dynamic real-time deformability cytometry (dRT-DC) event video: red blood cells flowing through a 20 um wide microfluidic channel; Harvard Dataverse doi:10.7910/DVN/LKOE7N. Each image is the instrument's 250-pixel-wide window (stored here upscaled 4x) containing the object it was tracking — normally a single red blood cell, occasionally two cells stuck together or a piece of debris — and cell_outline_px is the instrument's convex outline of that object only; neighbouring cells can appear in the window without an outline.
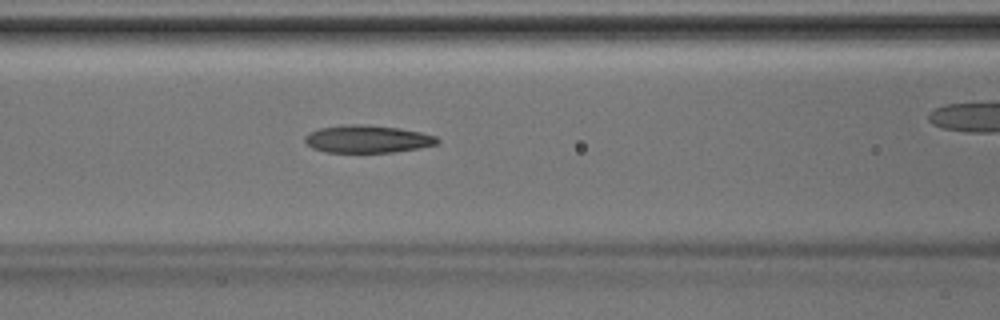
{"species": "Egyptian fruit bat (a non-hibernating species)", "species_latin": "Rousettus aegyptiacus", "temperature_condition": "room temperature", "stored_images_in_passage": 25, "camera_frame_rate_fps": 3000, "um_per_image_px": 0.085, "animal": {"sex": "male"}, "frame": {"image": 1, "passage_image": 8, "time_ms": 2.333, "image_size_px": [1000, 320], "cell_outline_px": [[440, 140], [436, 144], [420, 148], [392, 152], [324, 152], [312, 148], [304, 140], [304, 136], [308, 132], [320, 128], [344, 124], [364, 124], [400, 128], [420, 132], [436, 136]], "centroid_in_image_um": [31.21, 11.81], "position_along_channel_um": 135.4, "area_um2": 21.39}}